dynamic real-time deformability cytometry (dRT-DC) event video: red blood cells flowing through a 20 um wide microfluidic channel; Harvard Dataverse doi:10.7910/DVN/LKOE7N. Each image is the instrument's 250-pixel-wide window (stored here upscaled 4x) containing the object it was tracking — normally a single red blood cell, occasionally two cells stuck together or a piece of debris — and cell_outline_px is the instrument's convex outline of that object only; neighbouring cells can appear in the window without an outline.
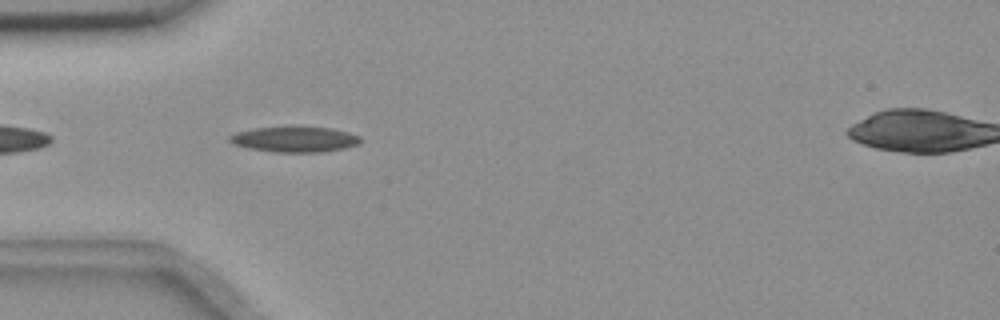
{"species": "common noctule bat (a hibernating species)", "species_latin": "Nyctalus noctula", "temperature_condition": "room temperature", "stored_images_in_passage": 41, "camera_frame_rate_fps": 3000, "um_per_image_px": 0.085, "animal": {"sex": "female", "body_mass_g": 18.4}, "frame": {"image": 1, "passage_image": 3, "time_ms": 0.667, "image_size_px": [1000, 320], "cell_outline_px": [[360, 144], [344, 148], [320, 152], [276, 152], [248, 148], [232, 144], [228, 140], [228, 136], [236, 132], [252, 128], [288, 124], [292, 124], [332, 128], [348, 132], [360, 136]], "centroid_in_image_um": [25.01, 11.79], "position_along_channel_um": 60.0, "area_um2": 20.35}}
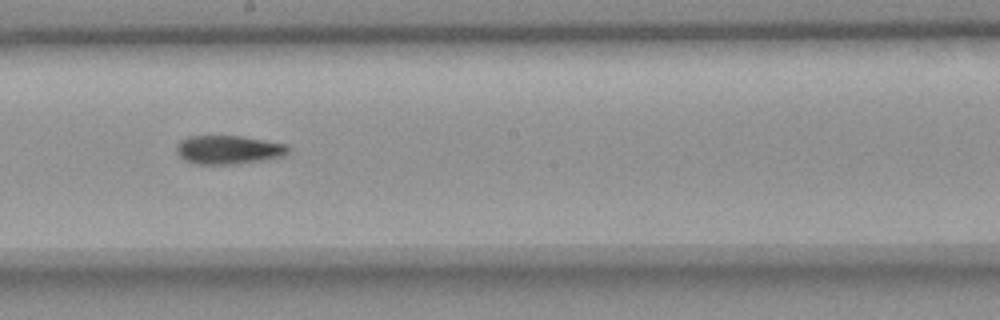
{"frame": {"image": 2, "passage_image": 17, "time_ms": 5.333, "image_size_px": [1000, 320], "cell_outline_px": [[288, 152], [284, 156], [260, 160], [232, 164], [196, 164], [184, 160], [176, 152], [176, 144], [180, 140], [188, 136], [244, 136], [288, 144]], "centroid_in_image_um": [19.39, 12.71], "position_along_channel_um": 228.8, "area_um2": 18.73}}
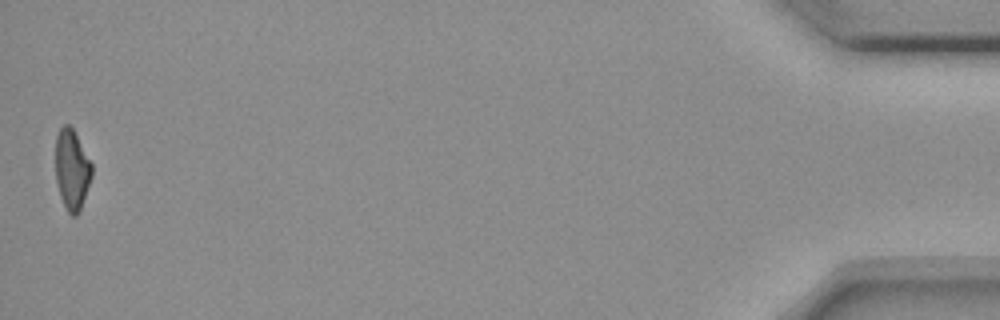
{"frame": {"image": 3, "passage_image": 41, "time_ms": 13.333, "image_size_px": [1000, 320], "cell_outline_px": [[92, 176], [80, 212], [76, 216], [72, 216], [68, 212], [60, 196], [56, 180], [56, 136], [60, 128], [64, 124], [68, 124], [72, 128], [92, 164]], "centroid_in_image_um": [6.11, 14.44], "position_along_channel_um": 429.1, "area_um2": 16.88}, "authors_computed_cell_mechanics": {"area_um2": 18.5538, "velocity_mm_per_s": 3.6832, "shape_relaxation_time_tau1_ms": 9.4915, "shape_relaxation_time_tau2_ms": 6.4966, "deformation_change_tau1": 0.2116, "deformation_change_tau2": 0.1441}}